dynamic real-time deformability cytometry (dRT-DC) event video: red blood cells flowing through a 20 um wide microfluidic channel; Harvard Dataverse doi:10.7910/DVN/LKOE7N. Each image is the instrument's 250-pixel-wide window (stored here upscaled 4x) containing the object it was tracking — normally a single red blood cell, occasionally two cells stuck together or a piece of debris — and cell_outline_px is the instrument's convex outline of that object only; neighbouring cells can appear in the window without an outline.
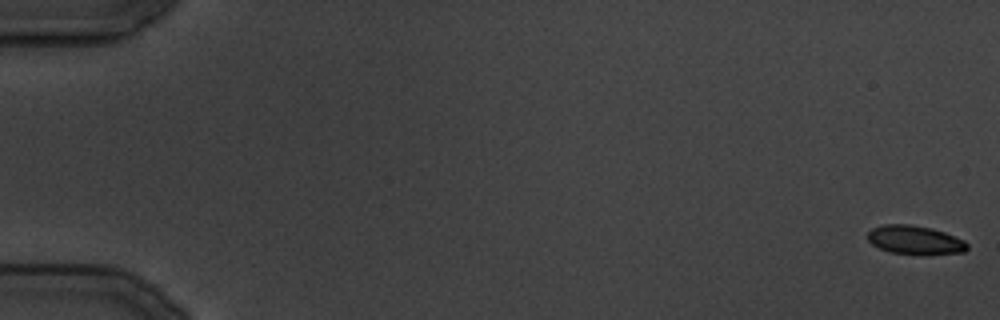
{"species": "common noctule bat (a hibernating species)", "species_latin": "Nyctalus noctula", "temperature_condition": "cold", "stored_images_in_passage": 28, "camera_frame_rate_fps": 3000, "um_per_image_px": 0.085, "animal": {"sex": "male", "body_mass_g": 19.5, "forearm_length_mm": 54.6}, "frame": {"image": 1, "passage_image": 1, "time_ms": 0.0, "image_size_px": [1000, 320], "cell_outline_px": [[968, 248], [964, 252], [888, 252], [872, 244], [868, 240], [868, 232], [872, 228], [884, 224], [908, 224], [932, 228], [944, 232], [964, 240], [968, 244]], "centroid_in_image_um": [77.73, 20.35], "position_along_channel_um": 7.3, "area_um2": 15.95}}
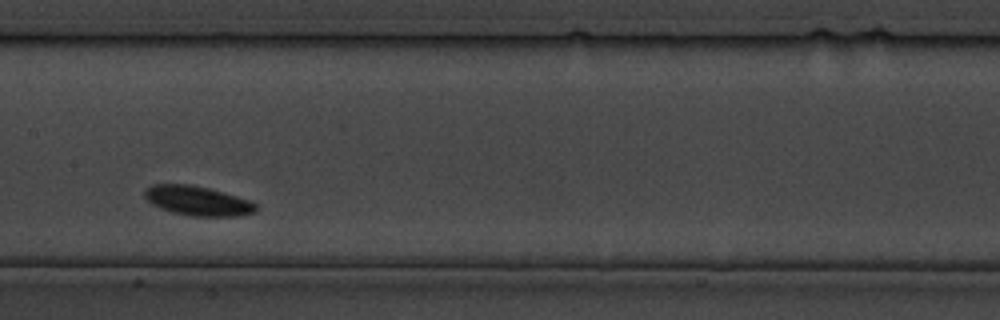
{"frame": {"image": 2, "passage_image": 15, "time_ms": 17.0, "image_size_px": [1000, 320], "cell_outline_px": [[256, 212], [240, 216], [188, 216], [172, 212], [160, 208], [152, 204], [144, 196], [144, 192], [152, 184], [188, 184], [208, 188], [236, 196], [248, 200], [256, 204]], "centroid_in_image_um": [16.79, 17.08], "position_along_channel_um": 190.6, "area_um2": 19.02}}
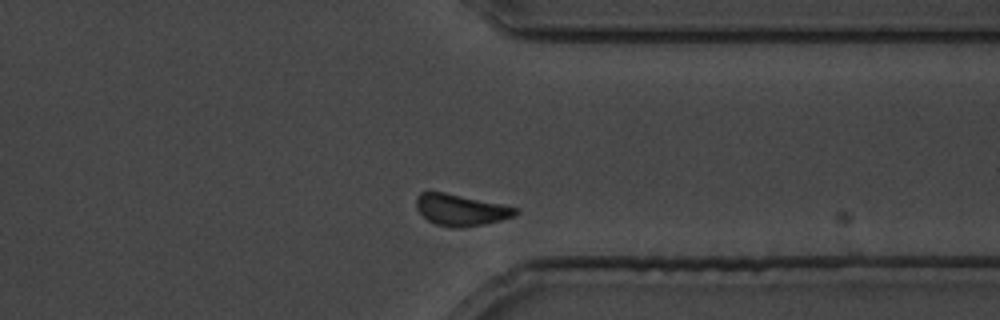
{"frame": {"image": 3, "passage_image": 25, "time_ms": 29.333, "image_size_px": [1000, 320], "cell_outline_px": [[520, 212], [512, 216], [500, 220], [484, 224], [460, 228], [452, 228], [436, 224], [428, 220], [416, 208], [416, 196], [420, 192], [444, 192], [520, 208]], "centroid_in_image_um": [39.17, 17.84], "position_along_channel_um": 372.2, "area_um2": 18.09}}